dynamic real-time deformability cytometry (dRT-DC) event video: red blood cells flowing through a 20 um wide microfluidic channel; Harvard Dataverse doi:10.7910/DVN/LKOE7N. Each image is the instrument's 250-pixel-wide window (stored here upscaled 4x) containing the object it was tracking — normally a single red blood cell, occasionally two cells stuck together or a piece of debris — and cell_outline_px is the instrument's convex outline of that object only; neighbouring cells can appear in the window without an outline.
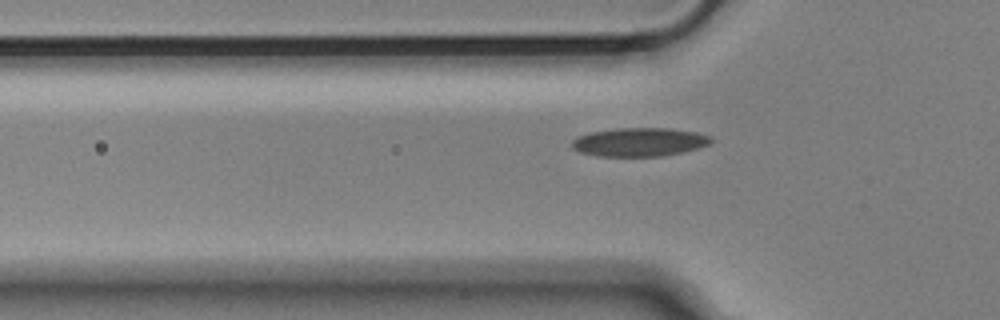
{"species": "Egyptian fruit bat (a non-hibernating species)", "species_latin": "Rousettus aegyptiacus", "temperature_condition": "cold", "stored_images_in_passage": 35, "segment_of_instrument_passage": [1, 2], "camera_frame_rate_fps": 3000, "um_per_image_px": 0.085, "animal": {"sex": "male"}, "frame": {"image": 1, "passage_image": 4, "time_ms": 1.0, "image_size_px": [1000, 320], "cell_outline_px": [[712, 144], [700, 148], [660, 156], [600, 156], [580, 152], [572, 148], [572, 140], [576, 136], [592, 132], [616, 128], [668, 128], [696, 132], [712, 136]], "centroid_in_image_um": [54.37, 12.07], "position_along_channel_um": 71.4, "area_um2": 23.24}}
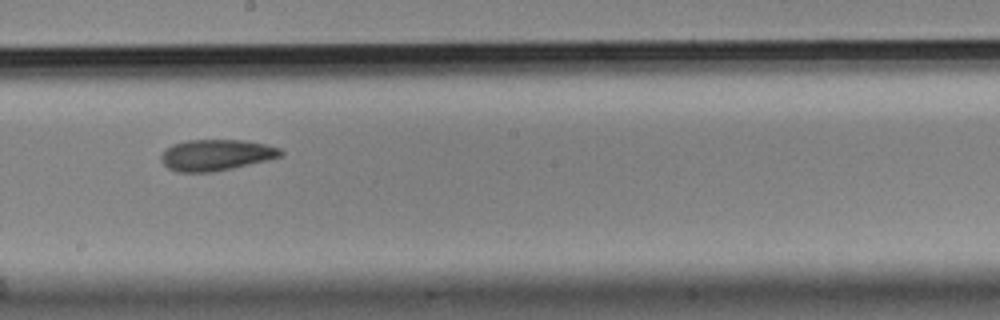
{"frame": {"image": 2, "passage_image": 17, "time_ms": 5.333, "image_size_px": [1000, 320], "cell_outline_px": [[284, 156], [268, 160], [232, 168], [212, 172], [176, 172], [168, 168], [160, 160], [160, 156], [172, 144], [188, 140], [244, 140], [264, 144], [280, 148], [284, 152]], "centroid_in_image_um": [18.39, 13.18], "position_along_channel_um": 229.8, "area_um2": 21.73}}
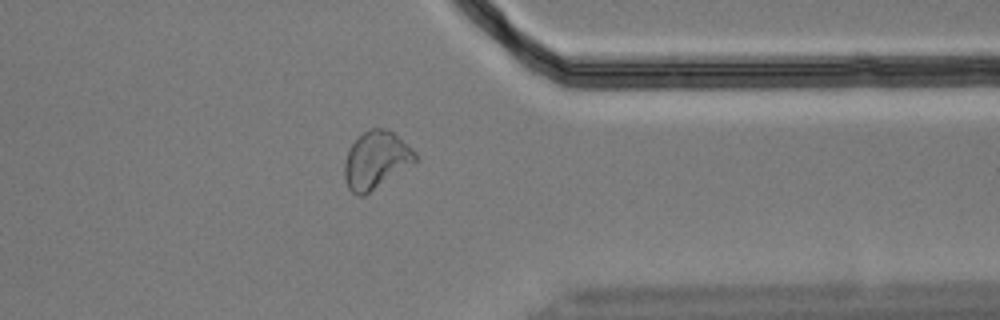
{"frame": {"image": 3, "passage_image": 30, "time_ms": 9.667, "image_size_px": [1000, 320], "cell_outline_px": [[416, 160], [412, 164], [364, 196], [356, 196], [348, 188], [344, 176], [344, 160], [348, 148], [368, 128], [388, 128], [412, 148], [416, 152]], "centroid_in_image_um": [31.93, 13.6], "position_along_channel_um": 379.5, "area_um2": 23.64}}